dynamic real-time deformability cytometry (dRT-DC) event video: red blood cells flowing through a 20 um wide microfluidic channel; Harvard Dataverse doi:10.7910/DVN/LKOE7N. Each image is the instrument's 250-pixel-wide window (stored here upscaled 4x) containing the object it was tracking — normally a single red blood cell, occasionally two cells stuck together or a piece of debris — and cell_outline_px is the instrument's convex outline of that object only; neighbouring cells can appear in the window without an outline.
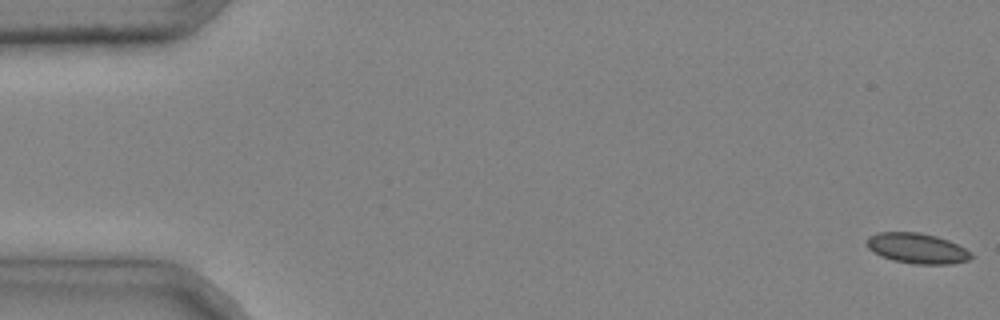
{"species": "common noctule bat (a hibernating species)", "species_latin": "Nyctalus noctula", "temperature_condition": "cold", "stored_images_in_passage": 5, "segment_of_instrument_passage": [1, 2], "camera_frame_rate_fps": 3000, "um_per_image_px": 0.085, "animal": {"sex": "male", "body_mass_g": 20.4}, "frame": {"image": 1, "passage_image": 1, "time_ms": 0.0, "image_size_px": [1000, 320], "cell_outline_px": [[976, 256], [968, 260], [952, 264], [912, 264], [892, 260], [880, 256], [868, 248], [864, 244], [868, 236], [876, 232], [920, 232], [936, 236], [948, 240], [972, 252]], "centroid_in_image_um": [77.93, 21.11], "position_along_channel_um": 7.1, "area_um2": 18.79}}
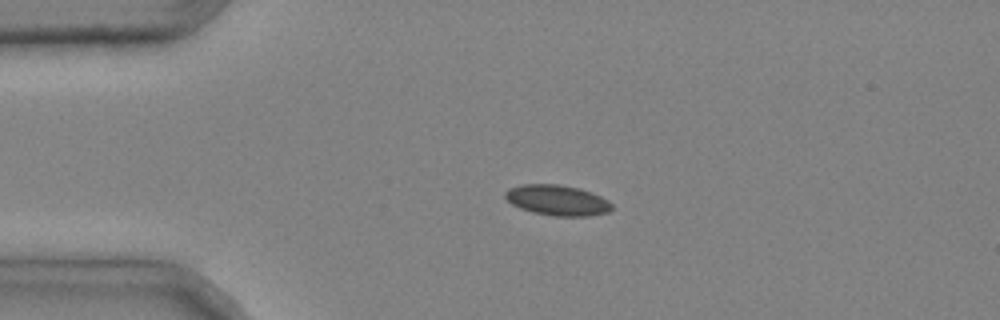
{"frame": {"image": 2, "passage_image": 3, "time_ms": 0.667, "image_size_px": [1000, 320], "cell_outline_px": [[612, 208], [608, 212], [588, 216], [552, 216], [532, 212], [520, 208], [512, 204], [504, 196], [504, 192], [508, 188], [520, 184], [560, 184], [580, 188], [600, 196], [608, 200], [612, 204]], "centroid_in_image_um": [47.35, 17.01], "position_along_channel_um": 37.7, "area_um2": 19.07}}